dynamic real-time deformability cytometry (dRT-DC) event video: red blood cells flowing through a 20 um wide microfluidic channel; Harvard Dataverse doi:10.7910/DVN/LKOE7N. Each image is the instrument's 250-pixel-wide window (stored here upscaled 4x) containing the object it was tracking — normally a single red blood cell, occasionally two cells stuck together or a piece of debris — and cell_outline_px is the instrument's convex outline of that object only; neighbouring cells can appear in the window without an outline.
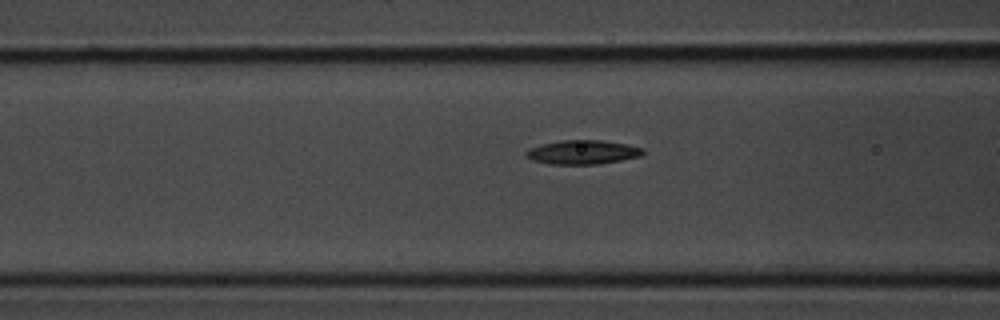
{"species": "common noctule bat (a hibernating species)", "species_latin": "Nyctalus noctula", "temperature_condition": "room temperature", "stored_images_in_passage": 8, "camera_frame_rate_fps": 3000, "um_per_image_px": 0.085, "animal": {"sex": "male", "body_mass_g": 20.1, "forearm_length_mm": 53.5}, "frame": {"image": 1, "passage_image": 7, "time_ms": 2.0, "image_size_px": [1000, 320], "cell_outline_px": [[644, 152], [640, 156], [620, 160], [596, 164], [548, 164], [532, 160], [524, 156], [524, 152], [528, 148], [544, 144], [564, 140], [600, 140], [624, 144], [644, 148]], "centroid_in_image_um": [49.47, 12.94], "position_along_channel_um": 117.1, "area_um2": 16.24}}